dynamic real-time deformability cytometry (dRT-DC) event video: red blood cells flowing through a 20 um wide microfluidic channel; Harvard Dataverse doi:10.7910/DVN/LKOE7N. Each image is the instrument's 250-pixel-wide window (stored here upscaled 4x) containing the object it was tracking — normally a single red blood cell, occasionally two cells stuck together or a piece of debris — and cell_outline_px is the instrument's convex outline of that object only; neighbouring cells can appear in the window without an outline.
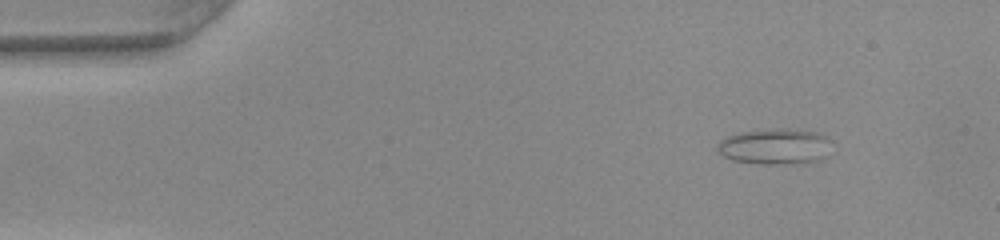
{"species": "common noctule bat (a hibernating species)", "species_latin": "Nyctalus noctula", "temperature_condition": "warm", "stored_images_in_passage": 46, "camera_frame_rate_fps": 3000, "um_per_image_px": 0.085, "animal": {"sex": "female", "body_mass_g": 22.0, "forearm_length_mm": 56.7}, "frame": {"image": 1, "passage_image": 1, "time_ms": 0.0, "image_size_px": [1000, 240], "cell_outline_px": [[832, 140], [820, 160], [804, 164], [760, 164], [732, 160], [716, 152], [716, 144], [724, 136], [740, 132], [780, 128], [788, 128], [816, 132]], "centroid_in_image_um": [65.81, 12.45], "position_along_channel_um": 19.2, "area_um2": 24.1}}
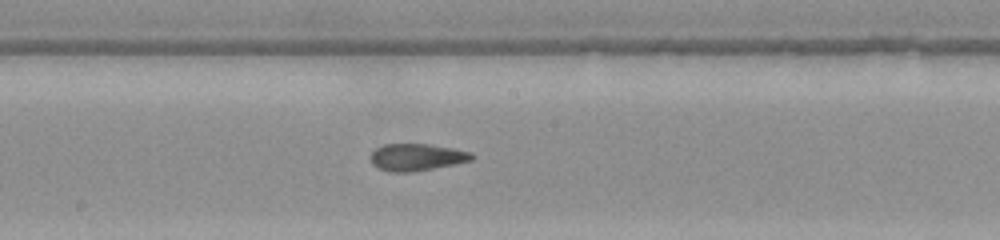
{"frame": {"image": 2, "passage_image": 22, "time_ms": 7.0, "image_size_px": [1000, 240], "cell_outline_px": [[472, 160], [456, 164], [412, 172], [392, 172], [380, 168], [372, 164], [368, 156], [376, 148], [384, 144], [428, 144], [452, 148], [472, 152]], "centroid_in_image_um": [35.39, 13.36], "position_along_channel_um": 212.8, "area_um2": 15.95}}
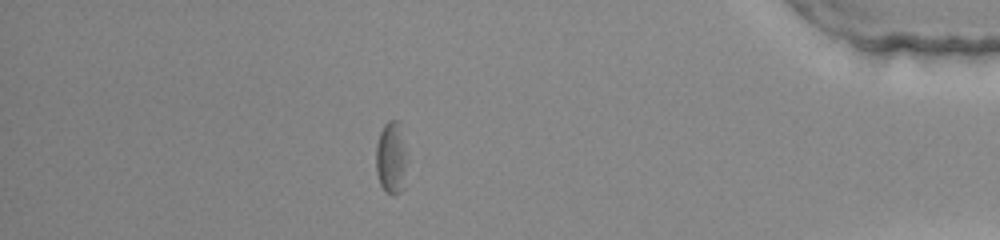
{"frame": {"image": 3, "passage_image": 39, "time_ms": 12.667, "image_size_px": [1000, 240], "cell_outline_px": [[404, 188], [400, 192], [392, 196], [384, 192], [380, 184], [376, 172], [376, 144], [380, 132], [384, 124], [388, 120], [400, 120], [404, 124]], "centroid_in_image_um": [33.24, 13.36], "position_along_channel_um": 402.0, "area_um2": 13.35}, "authors_computed_cell_mechanics": {"area_um2": 15.7216, "velocity_mm_per_s": 4.058, "shape_relaxation_time_tau1_ms": 7.3081, "shape_relaxation_time_tau2_ms": 2.3301, "deformation_change_tau1": 0.1586, "deformation_change_tau2": 0.1011}}